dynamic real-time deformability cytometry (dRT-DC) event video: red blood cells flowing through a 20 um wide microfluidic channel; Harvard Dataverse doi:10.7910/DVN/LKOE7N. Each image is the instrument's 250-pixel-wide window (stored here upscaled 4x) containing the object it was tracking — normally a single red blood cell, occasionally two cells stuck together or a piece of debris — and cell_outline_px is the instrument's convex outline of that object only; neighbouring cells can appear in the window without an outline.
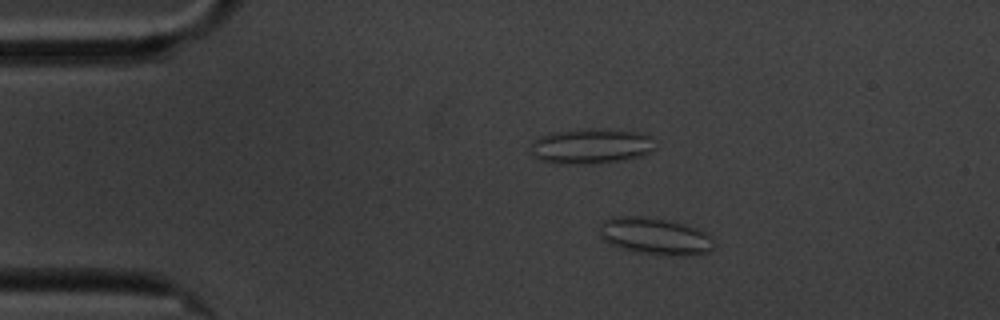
{"species": "common noctule bat (a hibernating species)", "species_latin": "Nyctalus noctula", "temperature_condition": "cold", "stored_images_in_passage": 59, "camera_frame_rate_fps": 3000, "um_per_image_px": 0.085, "animal": {"sex": "male", "body_mass_g": 20.1, "forearm_length_mm": 53.5}, "frame": {"image": 1, "passage_image": 10, "time_ms": 3.0, "image_size_px": [1000, 320], "cell_outline_px": [[716, 248], [708, 252], [692, 256], [668, 256], [640, 252], [608, 244], [600, 236], [600, 224], [604, 220], [612, 216], [640, 216], [668, 220], [696, 228], [712, 236], [716, 244]], "centroid_in_image_um": [55.73, 20.09], "position_along_channel_um": 29.3, "area_um2": 24.91}}
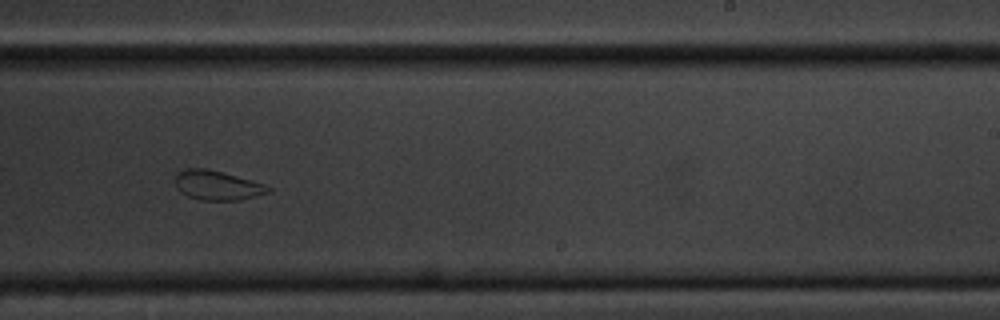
{"frame": {"image": 2, "passage_image": 36, "time_ms": 11.667, "image_size_px": [1000, 320], "cell_outline_px": [[272, 192], [240, 200], [200, 200], [188, 196], [180, 192], [176, 188], [176, 172], [184, 168], [204, 168], [220, 172], [264, 184], [272, 188]], "centroid_in_image_um": [18.44, 15.76], "position_along_channel_um": 270.6, "area_um2": 15.9}}
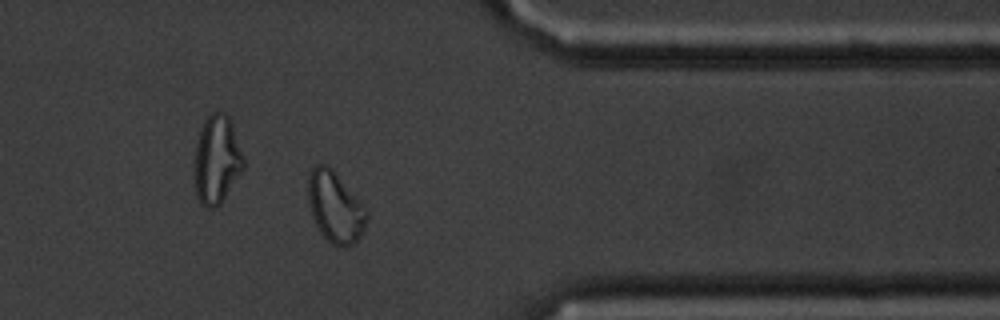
{"frame": {"image": 3, "passage_image": 47, "time_ms": 15.333, "image_size_px": [1000, 320], "cell_outline_px": [[368, 216], [364, 228], [360, 236], [352, 244], [332, 244], [320, 232], [312, 216], [308, 204], [308, 176], [312, 168], [316, 164], [328, 164], [368, 208]], "centroid_in_image_um": [28.49, 17.54], "position_along_channel_um": 382.9, "area_um2": 24.16}, "authors_computed_cell_mechanics": {"area_um2": 22.0796, "velocity_mm_per_s": 3.3804, "shape_relaxation_time_tau1_ms": null, "shape_relaxation_time_tau2_ms": 2.0473, "deformation_change_tau1": null, "deformation_change_tau2": 0.0709}}